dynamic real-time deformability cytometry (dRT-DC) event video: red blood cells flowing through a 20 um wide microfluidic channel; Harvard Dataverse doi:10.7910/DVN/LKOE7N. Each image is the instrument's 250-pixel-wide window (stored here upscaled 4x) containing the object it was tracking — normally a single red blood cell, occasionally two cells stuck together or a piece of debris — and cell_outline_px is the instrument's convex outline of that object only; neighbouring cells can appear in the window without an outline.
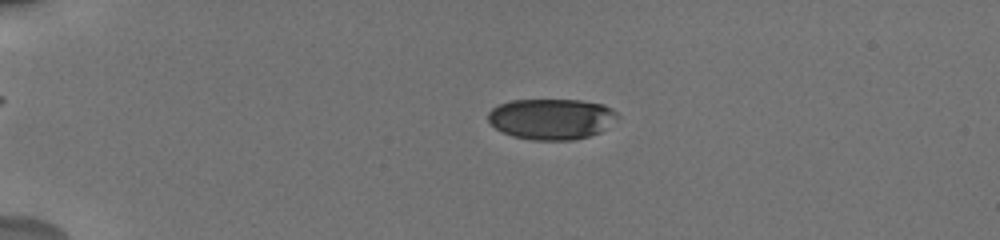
{"species": "human", "species_latin": "Homo sapiens", "temperature_condition": "cold", "stored_images_in_passage": 55, "camera_frame_rate_fps": 3000, "um_per_image_px": 0.085, "donor": {"sex": "male"}, "frame": {"image": 1, "passage_image": 10, "time_ms": 4.667, "image_size_px": [1000, 240], "cell_outline_px": [[620, 116], [600, 132], [588, 136], [572, 140], [532, 140], [512, 136], [496, 128], [488, 120], [488, 112], [492, 108], [500, 104], [512, 100], [580, 100], [604, 104], [612, 108]], "centroid_in_image_um": [46.88, 10.1], "position_along_channel_um": 38.1, "area_um2": 30.75}}
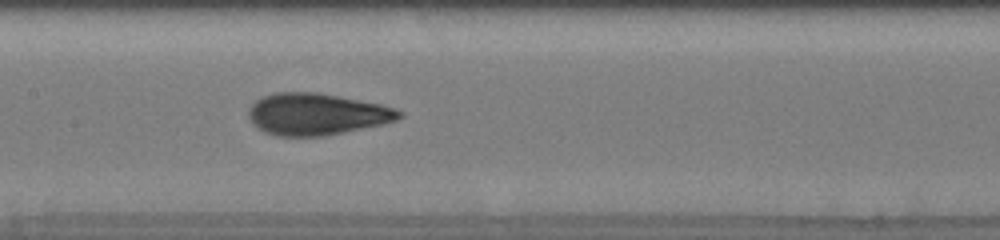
{"frame": {"image": 2, "passage_image": 26, "time_ms": 10.0, "image_size_px": [1000, 240], "cell_outline_px": [[404, 116], [396, 120], [384, 124], [324, 136], [276, 136], [264, 132], [252, 124], [248, 116], [248, 108], [256, 100], [264, 96], [276, 92], [320, 92], [380, 104], [396, 108], [404, 112]], "centroid_in_image_um": [26.92, 9.7], "position_along_channel_um": 180.5, "area_um2": 36.93}}
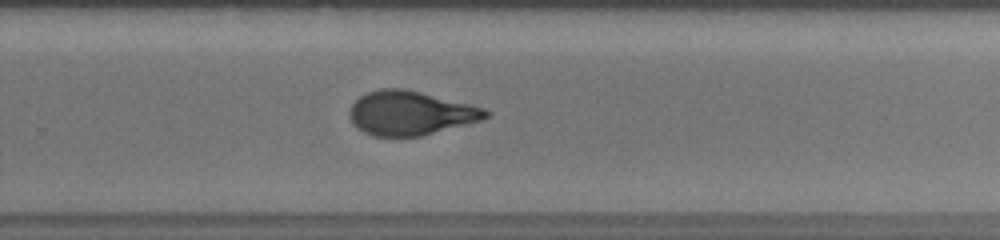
{"frame": {"image": 3, "passage_image": 38, "time_ms": 13.0, "image_size_px": [1000, 240], "cell_outline_px": [[492, 112], [488, 116], [480, 120], [420, 136], [372, 136], [356, 128], [348, 112], [352, 104], [360, 96], [368, 92], [380, 88], [404, 88], [484, 108]], "centroid_in_image_um": [34.84, 9.61], "position_along_channel_um": 295.0, "area_um2": 34.56}, "authors_computed_cell_mechanics": {"area_um2": 35.0268, "velocity_mm_per_s": 3.8353, "shape_relaxation_time_tau1_ms": 4.7668, "shape_relaxation_time_tau2_ms": 0.8608, "deformation_change_tau1": 0.1745, "deformation_change_tau2": 0.0591}}